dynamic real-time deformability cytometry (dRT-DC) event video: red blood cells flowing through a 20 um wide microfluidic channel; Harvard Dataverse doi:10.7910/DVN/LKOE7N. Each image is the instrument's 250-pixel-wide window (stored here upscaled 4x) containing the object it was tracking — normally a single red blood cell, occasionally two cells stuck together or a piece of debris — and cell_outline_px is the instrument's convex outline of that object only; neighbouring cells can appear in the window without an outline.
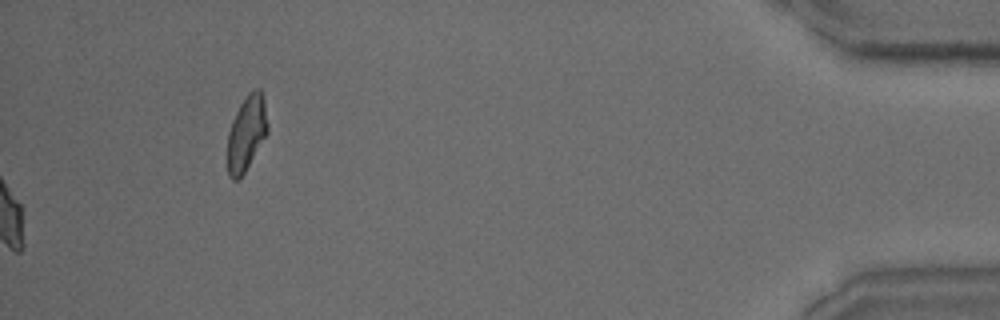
{"species": "common noctule bat (a hibernating species)", "species_latin": "Nyctalus noctula", "temperature_condition": "warm", "stored_images_in_passage": 31, "camera_frame_rate_fps": 3000, "um_per_image_px": 0.085, "animal": {"sex": "male", "body_mass_g": 15.6}, "frame": {"image": 1, "passage_image": 31, "time_ms": 10.0, "image_size_px": [1000, 320], "cell_outline_px": [[268, 132], [244, 172], [236, 180], [232, 180], [228, 176], [228, 132], [232, 120], [240, 104], [248, 92], [252, 88], [260, 88], [264, 100], [268, 124]], "centroid_in_image_um": [20.96, 11.27], "position_along_channel_um": 414.2, "area_um2": 17.46}}